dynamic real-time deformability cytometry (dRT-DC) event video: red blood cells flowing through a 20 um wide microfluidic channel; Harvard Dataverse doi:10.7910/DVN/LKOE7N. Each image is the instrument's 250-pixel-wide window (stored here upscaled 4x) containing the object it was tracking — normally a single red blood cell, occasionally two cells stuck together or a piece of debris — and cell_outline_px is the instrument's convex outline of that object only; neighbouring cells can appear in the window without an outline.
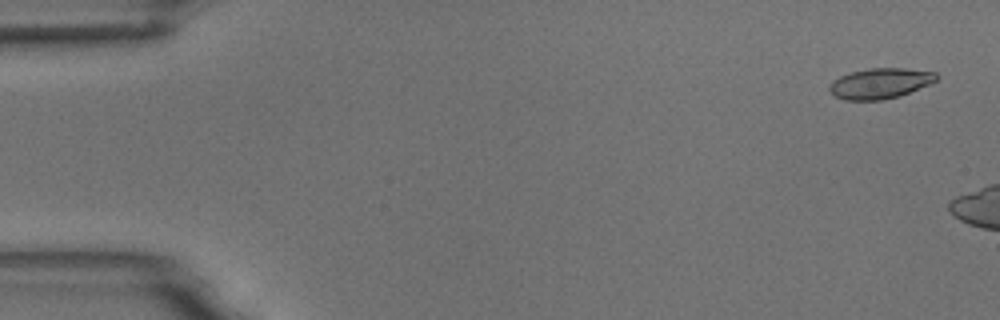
{"species": "common noctule bat (a hibernating species)", "species_latin": "Nyctalus noctula", "temperature_condition": "room temperature", "stored_images_in_passage": 3, "camera_frame_rate_fps": 3000, "um_per_image_px": 0.085, "animal": {"sex": "male", "body_mass_g": 18.8}, "frame": {"image": 1, "passage_image": 1, "time_ms": 0.0, "image_size_px": [1000, 320], "cell_outline_px": [[940, 76], [936, 80], [928, 84], [900, 96], [880, 100], [844, 100], [836, 96], [828, 88], [832, 80], [840, 76], [852, 72], [872, 68], [904, 68], [936, 72]], "centroid_in_image_um": [74.81, 7.08], "position_along_channel_um": 10.2, "area_um2": 18.84}}